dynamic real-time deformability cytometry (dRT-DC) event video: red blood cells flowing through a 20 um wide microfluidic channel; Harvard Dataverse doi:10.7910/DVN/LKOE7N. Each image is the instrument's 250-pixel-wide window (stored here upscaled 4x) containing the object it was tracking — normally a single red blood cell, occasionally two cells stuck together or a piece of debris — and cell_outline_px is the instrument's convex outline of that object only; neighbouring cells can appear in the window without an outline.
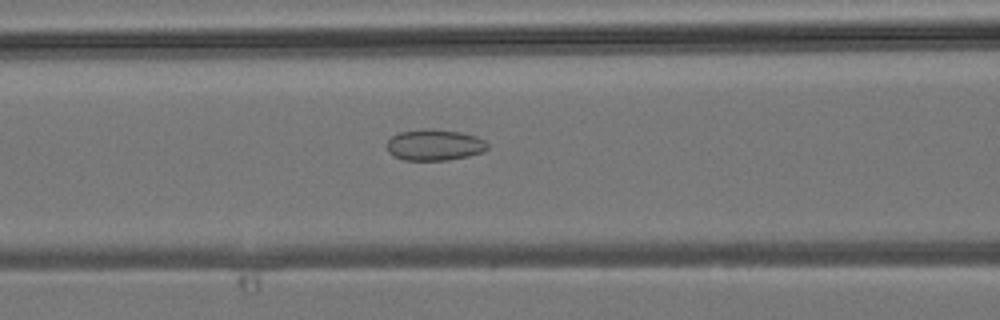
{"species": "common noctule bat (a hibernating species)", "species_latin": "Nyctalus noctula", "temperature_condition": "room temperature", "stored_images_in_passage": 26, "camera_frame_rate_fps": 3000, "um_per_image_px": 0.085, "animal": {"sex": "male", "body_mass_g": 19.2, "forearm_length_mm": 51.8}, "frame": {"image": 1, "passage_image": 5, "time_ms": 1.333, "image_size_px": [1000, 320], "cell_outline_px": [[488, 148], [484, 152], [468, 156], [448, 160], [404, 160], [388, 152], [388, 140], [392, 136], [400, 132], [428, 128], [460, 132], [476, 136], [484, 140], [488, 144]], "centroid_in_image_um": [36.96, 12.32], "position_along_channel_um": 129.6, "area_um2": 18.21}}
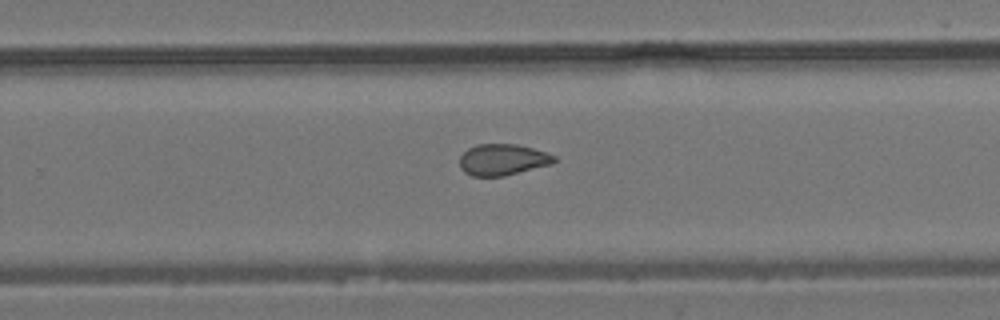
{"frame": {"image": 2, "passage_image": 15, "time_ms": 4.667, "image_size_px": [1000, 320], "cell_outline_px": [[556, 160], [552, 164], [504, 176], [472, 176], [464, 172], [460, 168], [460, 156], [468, 148], [476, 144], [516, 144], [532, 148], [556, 156]], "centroid_in_image_um": [42.71, 13.57], "position_along_channel_um": 287.1, "area_um2": 17.22}}
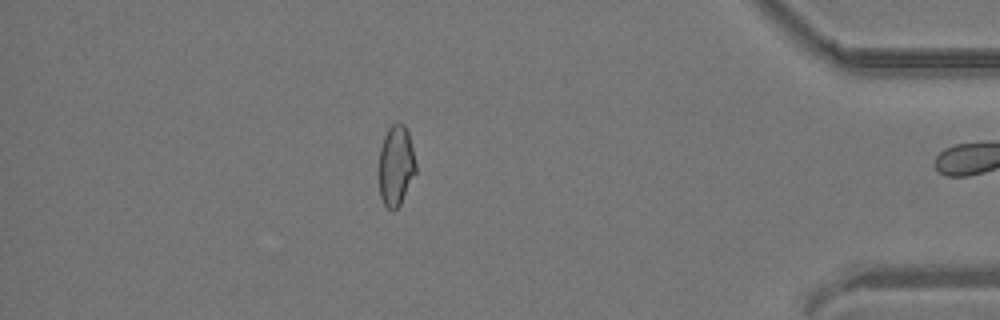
{"frame": {"image": 3, "passage_image": 25, "time_ms": 8.0, "image_size_px": [1000, 320], "cell_outline_px": [[416, 172], [400, 204], [392, 212], [384, 204], [380, 196], [380, 148], [384, 136], [388, 128], [396, 120], [400, 120], [408, 128], [416, 164]], "centroid_in_image_um": [33.67, 14.01], "position_along_channel_um": 401.5, "area_um2": 17.4}}